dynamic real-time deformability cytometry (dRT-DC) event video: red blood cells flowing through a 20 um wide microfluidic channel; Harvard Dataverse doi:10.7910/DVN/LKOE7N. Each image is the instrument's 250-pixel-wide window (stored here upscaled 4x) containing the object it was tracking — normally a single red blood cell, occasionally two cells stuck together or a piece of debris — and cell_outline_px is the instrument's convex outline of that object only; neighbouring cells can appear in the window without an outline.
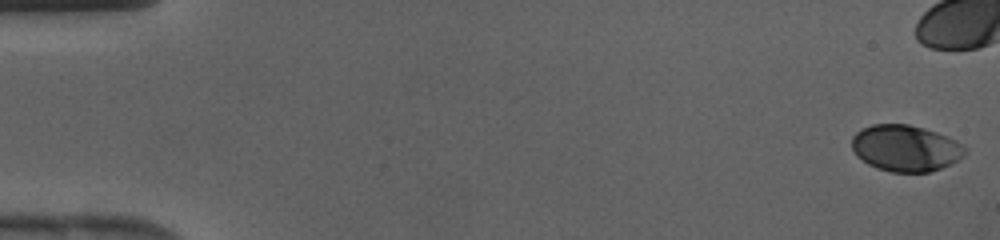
{"species": "human", "species_latin": "Homo sapiens", "temperature_condition": "cold", "stored_images_in_passage": 35, "camera_frame_rate_fps": 3000, "um_per_image_px": 0.085, "donor": {"sex": "female"}, "frame": {"image": 1, "passage_image": 1, "time_ms": 0.0, "image_size_px": [1000, 240], "cell_outline_px": [[968, 148], [964, 156], [940, 168], [928, 172], [892, 172], [876, 168], [868, 164], [856, 156], [852, 148], [852, 136], [856, 132], [872, 124], [908, 124], [924, 128], [936, 132], [956, 140]], "centroid_in_image_um": [76.96, 12.59], "position_along_channel_um": 8.0, "area_um2": 30.58}}
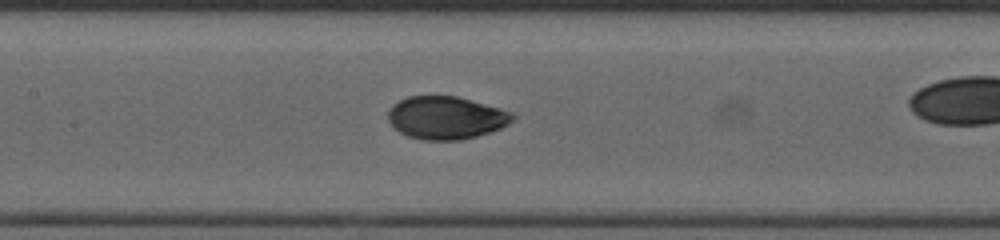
{"frame": {"image": 2, "passage_image": 21, "time_ms": 6.667, "image_size_px": [1000, 240], "cell_outline_px": [[516, 116], [508, 124], [500, 128], [476, 136], [460, 140], [424, 140], [408, 136], [392, 128], [388, 120], [388, 108], [392, 104], [408, 96], [456, 96], [500, 108], [512, 112]], "centroid_in_image_um": [37.87, 10.0], "position_along_channel_um": 169.5, "area_um2": 31.1}}
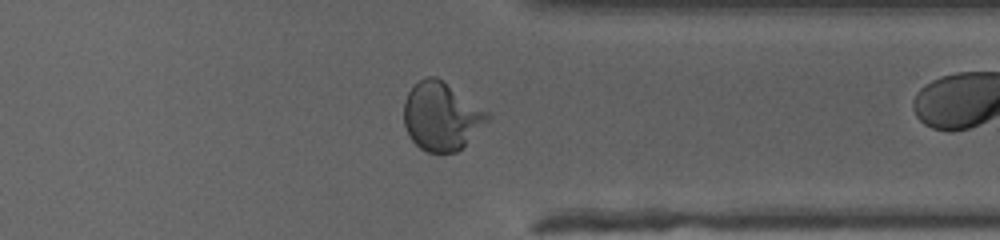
{"frame": {"image": 3, "passage_image": 34, "time_ms": 11.0, "image_size_px": [1000, 240], "cell_outline_px": [[492, 116], [456, 152], [428, 152], [420, 148], [412, 140], [404, 124], [404, 100], [408, 92], [420, 80], [428, 76], [436, 76], [488, 112]], "centroid_in_image_um": [37.49, 9.88], "position_along_channel_um": 373.9, "area_um2": 32.48}}